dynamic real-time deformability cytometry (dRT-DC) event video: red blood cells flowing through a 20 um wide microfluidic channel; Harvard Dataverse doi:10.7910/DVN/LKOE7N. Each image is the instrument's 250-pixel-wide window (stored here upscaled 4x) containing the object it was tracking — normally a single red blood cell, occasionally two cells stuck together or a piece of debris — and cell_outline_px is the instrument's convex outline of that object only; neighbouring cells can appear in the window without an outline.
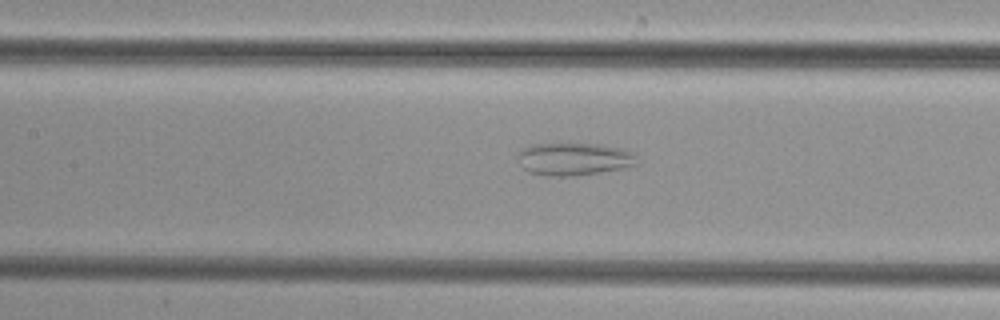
{"species": "common noctule bat (a hibernating species)", "species_latin": "Nyctalus noctula", "temperature_condition": "cold", "stored_images_in_passage": 39, "camera_frame_rate_fps": 3000, "um_per_image_px": 0.085, "animal": {"sex": "female", "body_mass_g": 29.2, "forearm_length_mm": 56.3}, "frame": {"image": 1, "passage_image": 23, "time_ms": 7.333, "image_size_px": [1000, 320], "cell_outline_px": [[640, 164], [620, 168], [572, 176], [552, 176], [528, 172], [524, 168], [516, 156], [516, 152], [520, 148], [532, 144], [596, 144], [620, 148], [632, 152], [636, 156]], "centroid_in_image_um": [48.74, 13.5], "position_along_channel_um": 158.7, "area_um2": 22.54}}
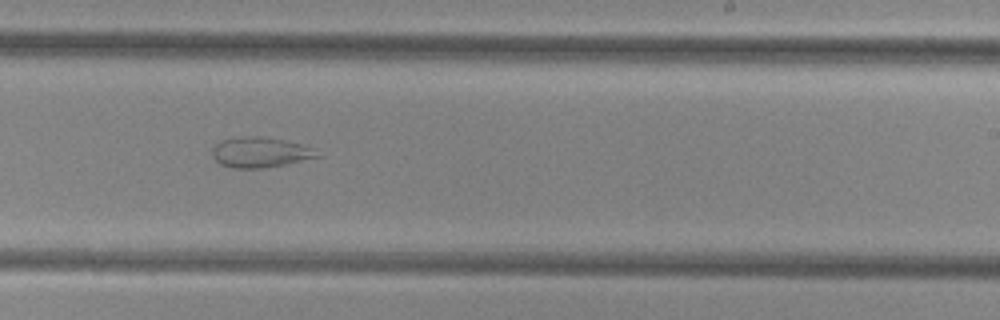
{"frame": {"image": 2, "passage_image": 31, "time_ms": 10.0, "image_size_px": [1000, 320], "cell_outline_px": [[320, 156], [284, 164], [264, 168], [232, 168], [220, 164], [212, 156], [212, 148], [220, 140], [236, 136], [260, 136], [284, 140], [304, 144], [316, 148]], "centroid_in_image_um": [22.1, 12.93], "position_along_channel_um": 266.9, "area_um2": 18.73}}
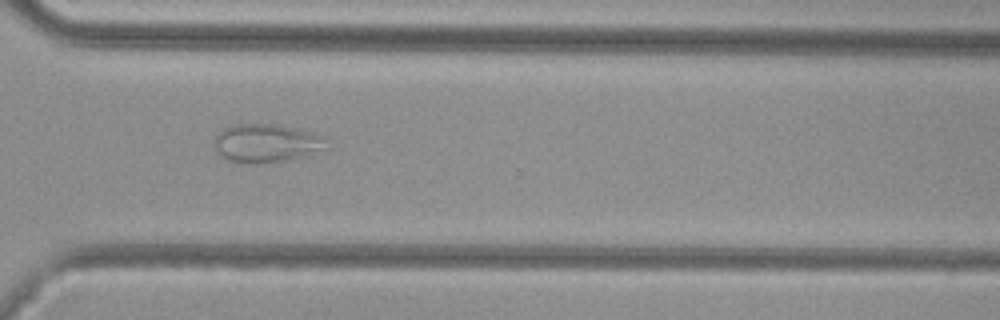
{"frame": {"image": 3, "passage_image": 37, "time_ms": 12.0, "image_size_px": [1000, 320], "cell_outline_px": [[328, 148], [304, 156], [288, 160], [228, 160], [212, 144], [212, 140], [224, 128], [232, 124], [268, 124], [292, 128], [308, 132], [320, 136], [324, 140]], "centroid_in_image_um": [22.62, 12.12], "position_along_channel_um": 348.0, "area_um2": 23.76}}